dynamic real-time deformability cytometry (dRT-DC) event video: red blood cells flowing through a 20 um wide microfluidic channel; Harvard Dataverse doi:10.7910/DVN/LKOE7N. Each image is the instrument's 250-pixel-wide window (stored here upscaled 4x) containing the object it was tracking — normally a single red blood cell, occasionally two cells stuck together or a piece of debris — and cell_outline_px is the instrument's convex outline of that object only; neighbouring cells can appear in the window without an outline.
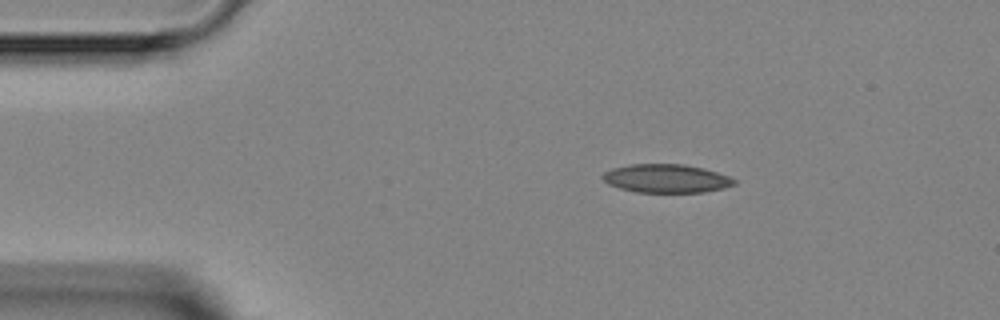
{"species": "Egyptian fruit bat (a non-hibernating species)", "species_latin": "Rousettus aegyptiacus", "temperature_condition": "room temperature", "stored_images_in_passage": 3, "camera_frame_rate_fps": 3000, "um_per_image_px": 0.085, "animal": {"sex": "female"}, "frame": {"image": 1, "passage_image": 1, "time_ms": 0.0, "image_size_px": [1000, 320], "cell_outline_px": [[736, 184], [724, 188], [704, 192], [636, 192], [620, 188], [608, 184], [600, 176], [604, 172], [612, 168], [632, 164], [684, 164], [704, 168], [728, 176], [736, 180]], "centroid_in_image_um": [56.63, 15.17], "position_along_channel_um": 28.4, "area_um2": 21.85}}
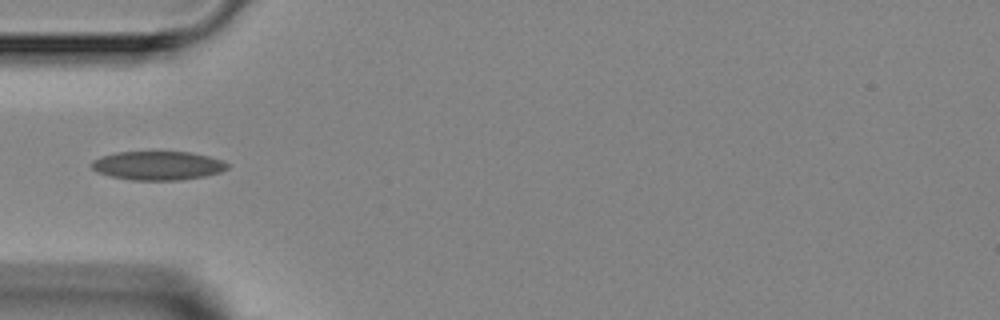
{"frame": {"image": 2, "passage_image": 3, "time_ms": 2.333, "image_size_px": [1000, 320], "cell_outline_px": [[228, 168], [220, 172], [204, 176], [180, 180], [132, 180], [112, 176], [96, 172], [92, 168], [92, 160], [100, 156], [116, 152], [188, 152], [208, 156], [224, 160], [228, 164]], "centroid_in_image_um": [13.41, 14.07], "position_along_channel_um": 71.6, "area_um2": 22.77}}